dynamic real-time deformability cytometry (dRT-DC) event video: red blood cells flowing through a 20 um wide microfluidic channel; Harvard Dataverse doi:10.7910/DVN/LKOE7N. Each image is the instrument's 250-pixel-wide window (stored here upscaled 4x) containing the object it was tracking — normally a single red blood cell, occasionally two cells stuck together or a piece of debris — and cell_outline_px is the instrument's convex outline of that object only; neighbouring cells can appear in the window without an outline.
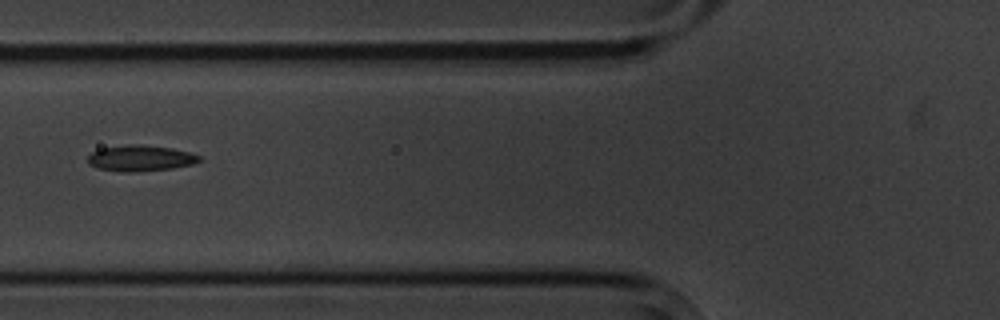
{"species": "common noctule bat (a hibernating species)", "species_latin": "Nyctalus noctula", "temperature_condition": "cold", "stored_images_in_passage": 5, "camera_frame_rate_fps": 3000, "um_per_image_px": 0.085, "animal": {"sex": "male", "body_mass_g": 20.1, "forearm_length_mm": 53.5}, "frame": {"image": 1, "passage_image": 3, "time_ms": 2.333, "image_size_px": [1000, 320], "cell_outline_px": [[200, 160], [192, 164], [172, 168], [136, 172], [124, 172], [96, 168], [88, 164], [88, 156], [92, 152], [100, 148], [132, 144], [136, 144], [172, 148], [188, 152], [200, 156]], "centroid_in_image_um": [11.89, 13.45], "position_along_channel_um": 113.9, "area_um2": 16.76}}
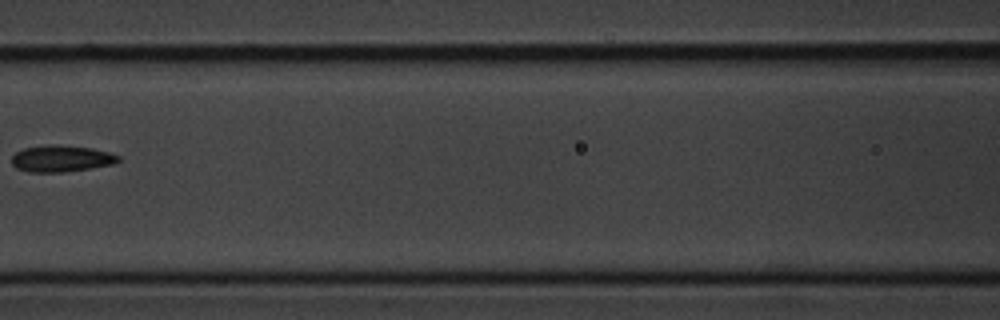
{"frame": {"image": 2, "passage_image": 4, "time_ms": 3.667, "image_size_px": [1000, 320], "cell_outline_px": [[120, 160], [112, 164], [64, 172], [28, 172], [16, 168], [12, 164], [12, 156], [16, 152], [24, 148], [92, 148], [108, 152], [120, 156]], "centroid_in_image_um": [5.21, 13.54], "position_along_channel_um": 161.4, "area_um2": 15.37}}
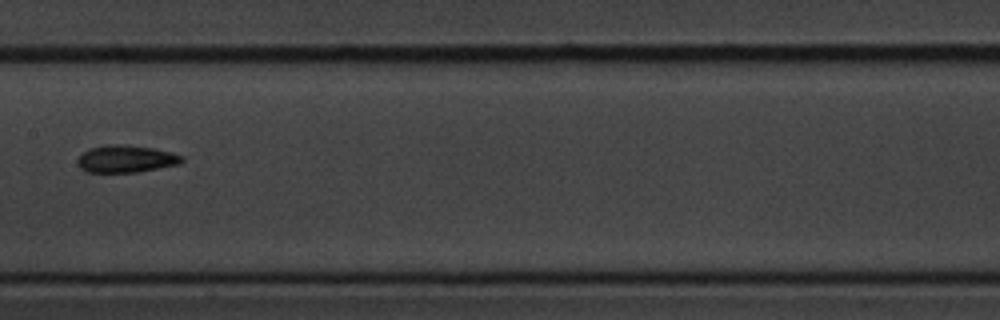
{"frame": {"image": 3, "passage_image": 5, "time_ms": 4.667, "image_size_px": [1000, 320], "cell_outline_px": [[184, 160], [180, 164], [136, 172], [88, 172], [80, 168], [76, 164], [76, 160], [88, 148], [104, 144], [124, 144], [156, 148], [172, 152], [184, 156]], "centroid_in_image_um": [10.71, 13.49], "position_along_channel_um": 196.7, "area_um2": 16.88}}